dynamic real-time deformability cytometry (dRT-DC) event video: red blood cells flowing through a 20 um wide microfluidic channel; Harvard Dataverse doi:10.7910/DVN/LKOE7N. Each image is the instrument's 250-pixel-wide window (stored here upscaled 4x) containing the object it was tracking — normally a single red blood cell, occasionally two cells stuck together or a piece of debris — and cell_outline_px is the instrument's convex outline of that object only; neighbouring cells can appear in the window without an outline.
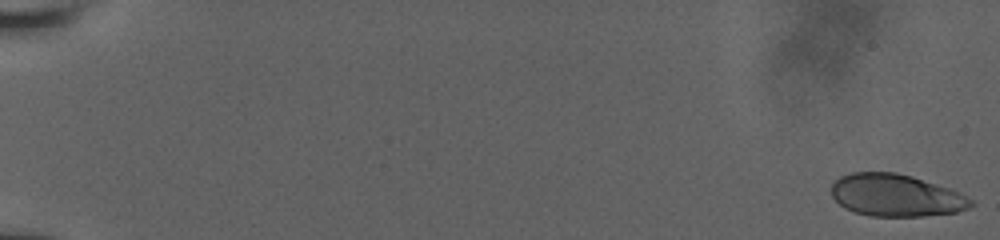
{"species": "human", "species_latin": "Homo sapiens", "temperature_condition": "room temperature", "stored_images_in_passage": 13, "camera_frame_rate_fps": 3000, "um_per_image_px": 0.085, "donor": {"sex": "male"}, "frame": {"image": 1, "passage_image": 1, "time_ms": 0.0, "image_size_px": [1000, 240], "cell_outline_px": [[976, 204], [968, 208], [956, 212], [924, 216], [872, 216], [852, 212], [844, 208], [832, 196], [832, 184], [840, 176], [852, 172], [896, 172], [912, 176], [948, 188], [972, 200]], "centroid_in_image_um": [76.12, 16.61], "position_along_channel_um": 8.9, "area_um2": 34.22}}
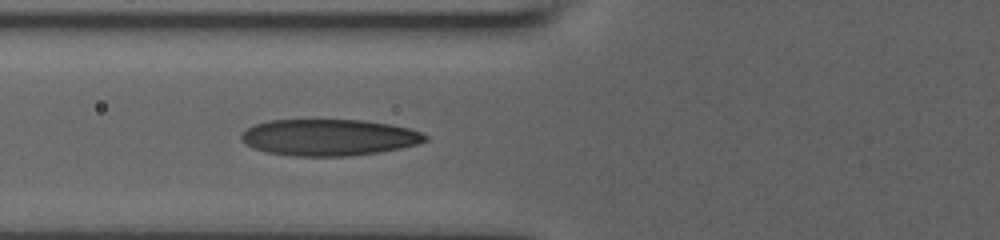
{"frame": {"image": 2, "passage_image": 13, "time_ms": 7.667, "image_size_px": [1000, 240], "cell_outline_px": [[428, 140], [420, 144], [380, 152], [348, 156], [288, 156], [268, 152], [252, 148], [240, 140], [240, 132], [252, 124], [268, 120], [364, 120], [392, 124], [424, 132], [428, 136]], "centroid_in_image_um": [27.95, 11.67], "position_along_channel_um": 97.9, "area_um2": 39.71}}